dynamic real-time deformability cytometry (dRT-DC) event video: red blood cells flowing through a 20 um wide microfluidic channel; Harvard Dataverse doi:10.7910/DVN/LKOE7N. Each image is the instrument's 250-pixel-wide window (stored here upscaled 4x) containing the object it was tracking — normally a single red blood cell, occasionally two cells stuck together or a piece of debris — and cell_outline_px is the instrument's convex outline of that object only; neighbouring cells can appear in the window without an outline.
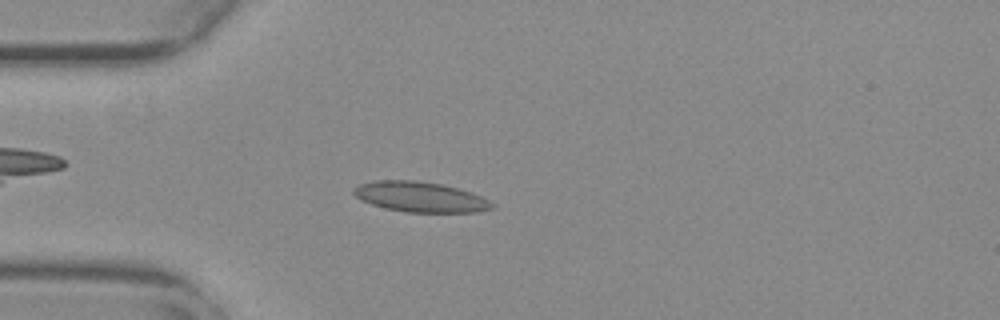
{"species": "common noctule bat (a hibernating species)", "species_latin": "Nyctalus noctula", "temperature_condition": "warm", "stored_images_in_passage": 46, "camera_frame_rate_fps": 3000, "um_per_image_px": 0.085, "animal": {"sex": "female", "body_mass_g": 29.2, "forearm_length_mm": 56.3}, "frame": {"image": 1, "passage_image": 7, "time_ms": 2.0, "image_size_px": [1000, 320], "cell_outline_px": [[496, 208], [476, 212], [404, 212], [384, 208], [360, 200], [352, 192], [352, 188], [360, 184], [376, 180], [416, 180], [444, 184], [472, 192], [496, 204]], "centroid_in_image_um": [35.74, 16.73], "position_along_channel_um": 49.3, "area_um2": 24.68}}
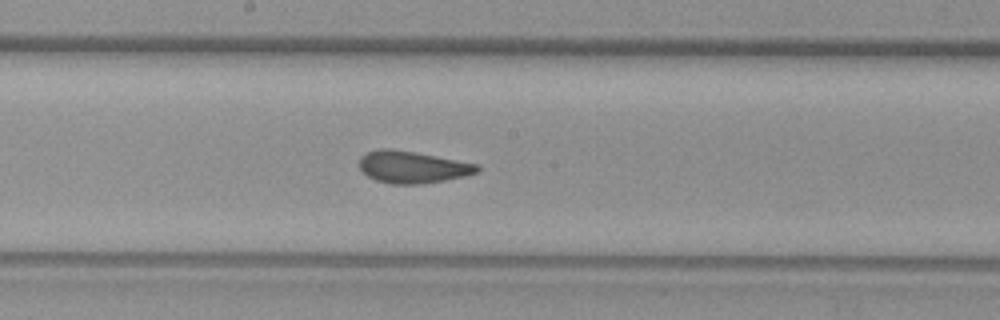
{"frame": {"image": 2, "passage_image": 21, "time_ms": 6.667, "image_size_px": [1000, 320], "cell_outline_px": [[480, 168], [476, 172], [464, 176], [444, 180], [420, 184], [392, 184], [376, 180], [368, 176], [360, 168], [360, 156], [368, 152], [380, 148], [388, 148], [436, 156], [480, 164]], "centroid_in_image_um": [35.06, 14.2], "position_along_channel_um": 213.1, "area_um2": 21.73}}
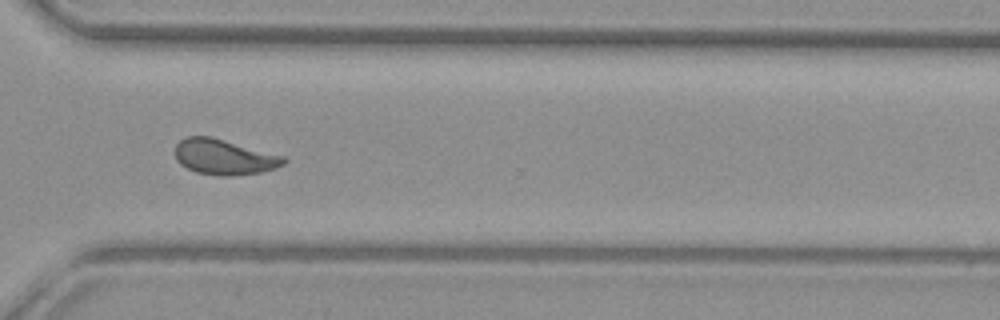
{"frame": {"image": 3, "passage_image": 32, "time_ms": 10.333, "image_size_px": [1000, 320], "cell_outline_px": [[288, 160], [284, 164], [276, 168], [260, 172], [228, 176], [220, 176], [196, 172], [180, 164], [176, 160], [176, 144], [180, 140], [188, 136], [212, 136], [284, 156]], "centroid_in_image_um": [19.06, 13.33], "position_along_channel_um": 351.5, "area_um2": 22.43}, "authors_computed_cell_mechanics": {"area_um2": 22.3686, "velocity_mm_per_s": 3.7772, "shape_relaxation_time_tau1_ms": null, "shape_relaxation_time_tau2_ms": 1.0725, "deformation_change_tau1": null, "deformation_change_tau2": 0.0786}}